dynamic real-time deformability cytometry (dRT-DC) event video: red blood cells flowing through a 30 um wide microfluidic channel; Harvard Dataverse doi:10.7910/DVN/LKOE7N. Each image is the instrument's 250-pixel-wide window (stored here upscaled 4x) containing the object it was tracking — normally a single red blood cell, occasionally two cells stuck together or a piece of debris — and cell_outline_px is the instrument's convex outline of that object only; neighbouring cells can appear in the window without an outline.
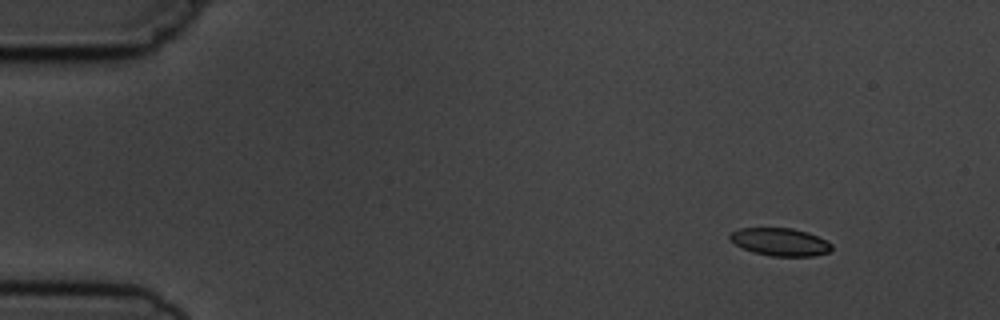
{"species": "common noctule bat (a hibernating species)", "species_latin": "Nyctalus noctula", "temperature_condition": "cold", "stored_images_in_passage": 4, "camera_frame_rate_fps": 3000, "um_per_image_px": 0.085, "animal": {"sex": "male", "body_mass_g": 19.5, "forearm_length_mm": 54.6}, "frame": {"image": 1, "passage_image": 1, "time_ms": 0.0, "image_size_px": [1000, 320], "cell_outline_px": [[832, 248], [828, 252], [812, 256], [772, 256], [752, 252], [736, 244], [728, 236], [732, 232], [740, 228], [792, 228], [808, 232], [832, 244]], "centroid_in_image_um": [66.31, 20.56], "position_along_channel_um": 18.7, "area_um2": 16.24}}
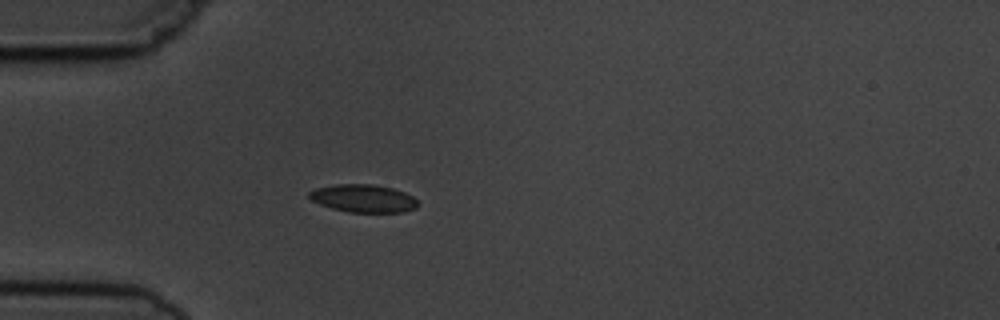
{"frame": {"image": 2, "passage_image": 4, "time_ms": 3.333, "image_size_px": [1000, 320], "cell_outline_px": [[420, 204], [416, 208], [404, 212], [348, 212], [332, 208], [320, 204], [312, 200], [308, 196], [308, 192], [316, 188], [336, 184], [372, 184], [392, 188], [404, 192], [412, 196]], "centroid_in_image_um": [30.89, 16.86], "position_along_channel_um": 54.1, "area_um2": 17.63}}